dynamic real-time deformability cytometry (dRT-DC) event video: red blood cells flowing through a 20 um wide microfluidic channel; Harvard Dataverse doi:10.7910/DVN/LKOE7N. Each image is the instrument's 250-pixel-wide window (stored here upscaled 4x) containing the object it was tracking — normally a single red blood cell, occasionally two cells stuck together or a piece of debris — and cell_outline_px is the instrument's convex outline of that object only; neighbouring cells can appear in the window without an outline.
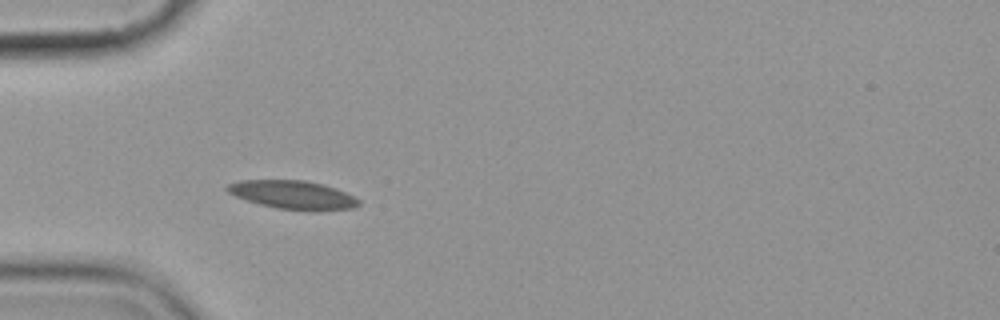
{"species": "common noctule bat (a hibernating species)", "species_latin": "Nyctalus noctula", "temperature_condition": "cold", "stored_images_in_passage": 6, "camera_frame_rate_fps": 3000, "um_per_image_px": 0.085, "animal": {"sex": "female", "body_mass_g": 19.9}, "frame": {"image": 1, "passage_image": 4, "time_ms": 3.333, "image_size_px": [1000, 320], "cell_outline_px": [[360, 204], [352, 208], [320, 212], [312, 212], [276, 208], [260, 204], [236, 196], [228, 192], [224, 188], [228, 184], [240, 180], [304, 180], [324, 184], [336, 188], [360, 200]], "centroid_in_image_um": [24.93, 16.58], "position_along_channel_um": 60.1, "area_um2": 22.08}}
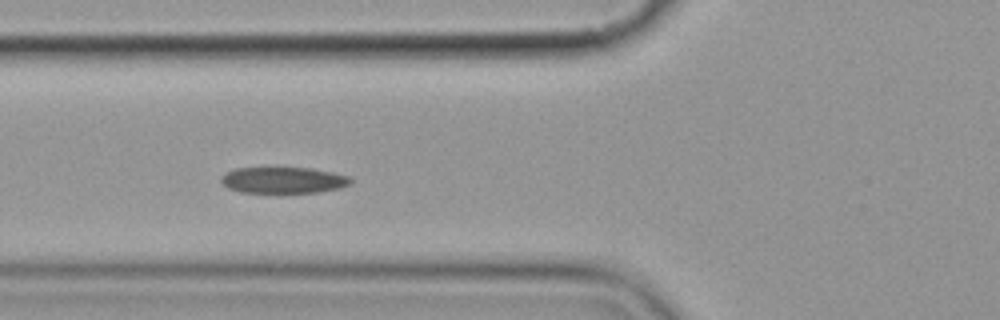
{"frame": {"image": 2, "passage_image": 5, "time_ms": 4.667, "image_size_px": [1000, 320], "cell_outline_px": [[352, 184], [340, 188], [320, 192], [240, 192], [228, 188], [220, 180], [220, 176], [224, 172], [236, 168], [312, 168], [332, 172], [348, 176], [352, 180]], "centroid_in_image_um": [24.08, 15.31], "position_along_channel_um": 101.7, "area_um2": 19.83}}
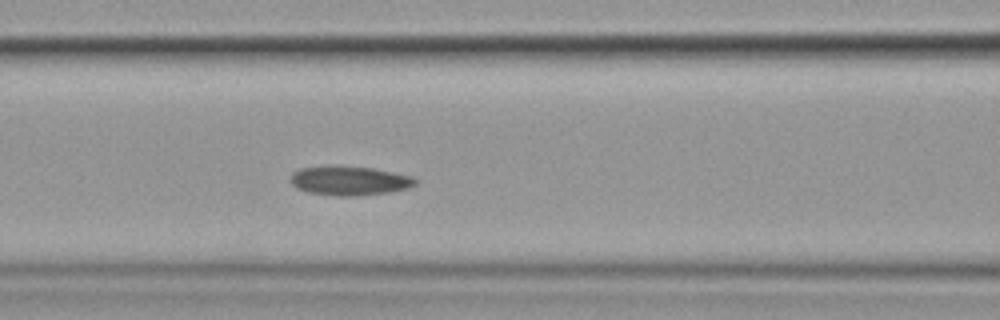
{"frame": {"image": 3, "passage_image": 6, "time_ms": 5.667, "image_size_px": [1000, 320], "cell_outline_px": [[416, 184], [408, 188], [388, 192], [352, 196], [340, 196], [308, 192], [296, 188], [292, 184], [292, 172], [300, 168], [372, 168], [412, 176], [416, 180]], "centroid_in_image_um": [29.73, 15.39], "position_along_channel_um": 136.9, "area_um2": 20.29}}